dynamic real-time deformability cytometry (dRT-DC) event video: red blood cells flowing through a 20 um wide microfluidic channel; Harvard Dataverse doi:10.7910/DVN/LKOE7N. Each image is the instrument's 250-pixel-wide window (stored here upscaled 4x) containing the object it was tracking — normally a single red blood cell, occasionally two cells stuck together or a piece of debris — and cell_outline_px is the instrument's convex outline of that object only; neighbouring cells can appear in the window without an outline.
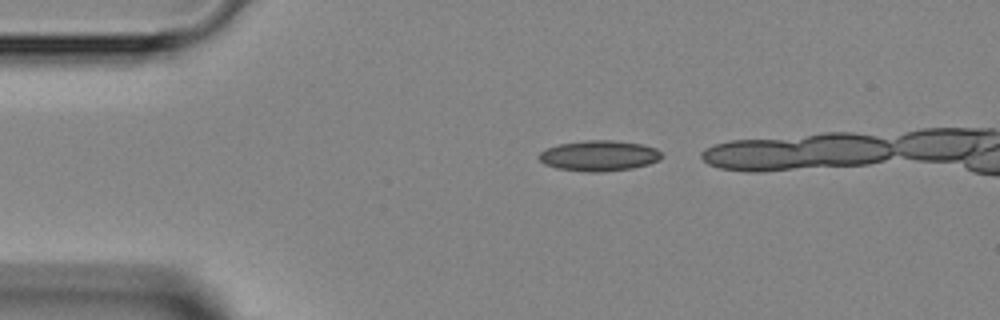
{"species": "Egyptian fruit bat (a non-hibernating species)", "species_latin": "Rousettus aegyptiacus", "temperature_condition": "room temperature", "stored_images_in_passage": 6, "camera_frame_rate_fps": 3000, "um_per_image_px": 0.085, "animal": {"sex": "female"}, "frame": {"image": 1, "passage_image": 1, "time_ms": 0.0, "image_size_px": [1000, 320], "cell_outline_px": [[664, 156], [660, 160], [648, 164], [632, 168], [600, 172], [588, 172], [556, 168], [544, 164], [536, 156], [540, 152], [548, 148], [560, 144], [584, 140], [616, 140], [640, 144], [656, 148]], "centroid_in_image_um": [50.92, 13.23], "position_along_channel_um": 34.1, "area_um2": 21.91}}
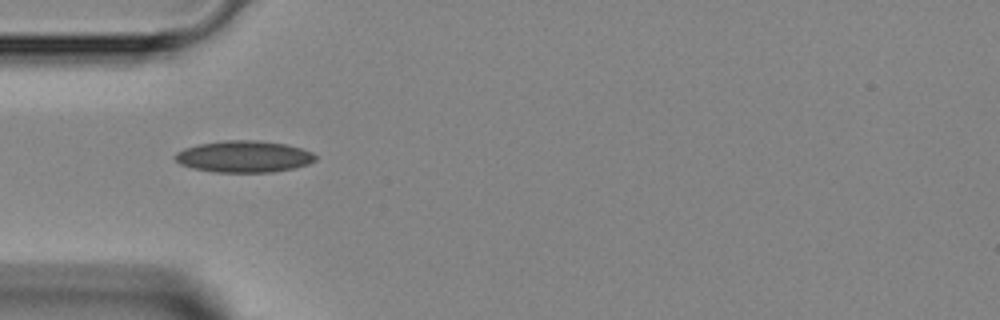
{"frame": {"image": 2, "passage_image": 6, "time_ms": 5.667, "image_size_px": [1000, 320], "cell_outline_px": [[316, 160], [308, 164], [292, 168], [272, 172], [212, 172], [192, 168], [180, 164], [172, 156], [176, 152], [184, 148], [196, 144], [228, 140], [256, 140], [284, 144], [300, 148], [312, 152], [316, 156]], "centroid_in_image_um": [20.68, 13.31], "position_along_channel_um": 64.3, "area_um2": 25.89}}